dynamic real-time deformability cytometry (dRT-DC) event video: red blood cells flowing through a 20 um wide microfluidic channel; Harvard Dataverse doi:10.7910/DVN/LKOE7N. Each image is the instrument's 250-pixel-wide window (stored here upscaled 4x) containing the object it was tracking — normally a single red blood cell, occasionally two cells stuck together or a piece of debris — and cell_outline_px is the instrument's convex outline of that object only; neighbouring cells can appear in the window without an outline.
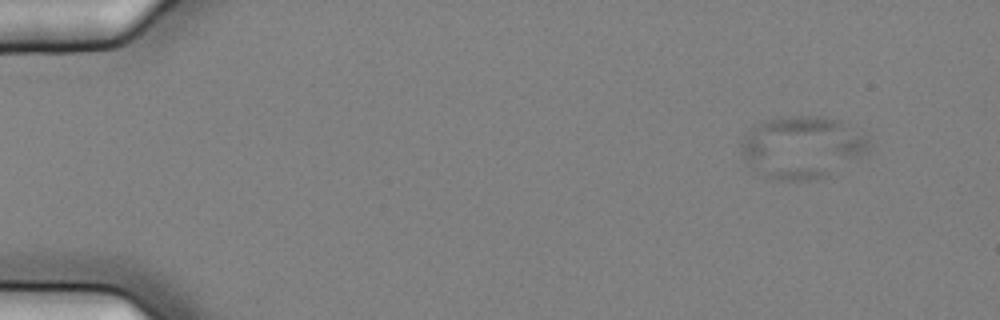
{"species": "common noctule bat (a hibernating species)", "species_latin": "Nyctalus noctula", "temperature_condition": "cold", "stored_images_in_passage": 59, "camera_frame_rate_fps": 3000, "um_per_image_px": 0.085, "animal": {"sex": "female", "body_mass_g": 25.1}, "frame": {"image": 1, "passage_image": 8, "time_ms": 2.333, "image_size_px": [1000, 320], "cell_outline_px": [[872, 144], [868, 152], [828, 176], [816, 180], [784, 180], [768, 176], [748, 164], [740, 152], [740, 144], [748, 132], [752, 128], [768, 120], [784, 116], [820, 116], [840, 120], [868, 140]], "centroid_in_image_um": [68.2, 12.51], "position_along_channel_um": 16.8, "area_um2": 45.66}}
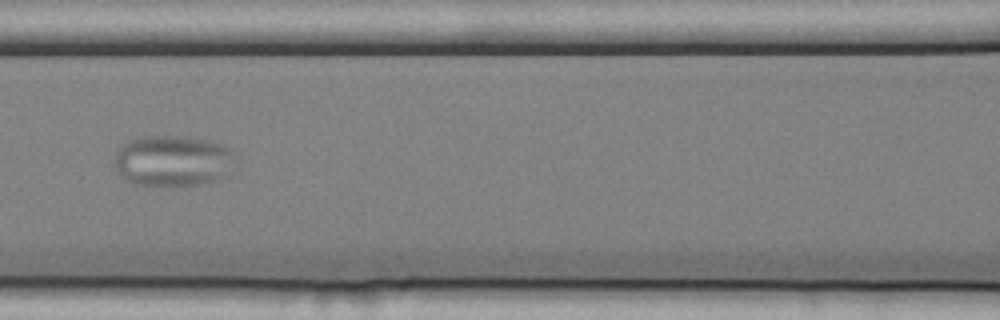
{"frame": {"image": 2, "passage_image": 29, "time_ms": 9.333, "image_size_px": [1000, 320], "cell_outline_px": [[228, 176], [216, 180], [196, 184], [136, 184], [128, 180], [116, 168], [112, 160], [116, 152], [128, 140], [140, 136], [176, 136], [204, 140], [220, 144], [228, 148]], "centroid_in_image_um": [14.58, 13.65], "position_along_channel_um": 152.0, "area_um2": 34.56}}
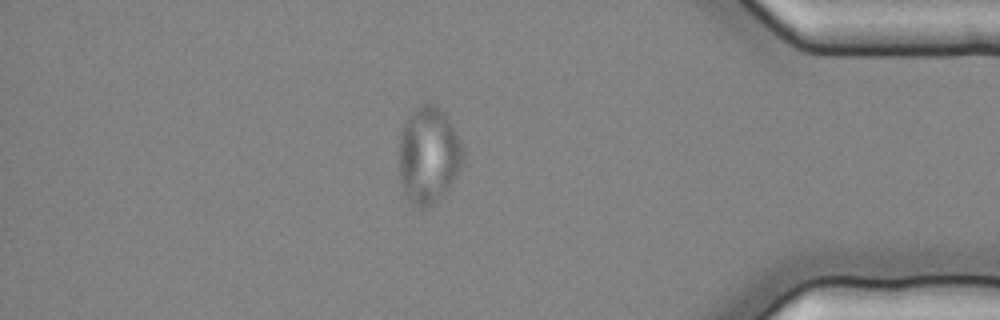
{"frame": {"image": 3, "passage_image": 52, "time_ms": 17.0, "image_size_px": [1000, 320], "cell_outline_px": [[464, 160], [456, 176], [444, 196], [432, 204], [424, 208], [420, 208], [408, 200], [404, 196], [400, 184], [400, 132], [408, 116], [420, 104], [432, 104], [440, 108], [444, 112], [460, 140], [464, 152]], "centroid_in_image_um": [36.42, 13.22], "position_along_channel_um": 398.8, "area_um2": 36.18}}